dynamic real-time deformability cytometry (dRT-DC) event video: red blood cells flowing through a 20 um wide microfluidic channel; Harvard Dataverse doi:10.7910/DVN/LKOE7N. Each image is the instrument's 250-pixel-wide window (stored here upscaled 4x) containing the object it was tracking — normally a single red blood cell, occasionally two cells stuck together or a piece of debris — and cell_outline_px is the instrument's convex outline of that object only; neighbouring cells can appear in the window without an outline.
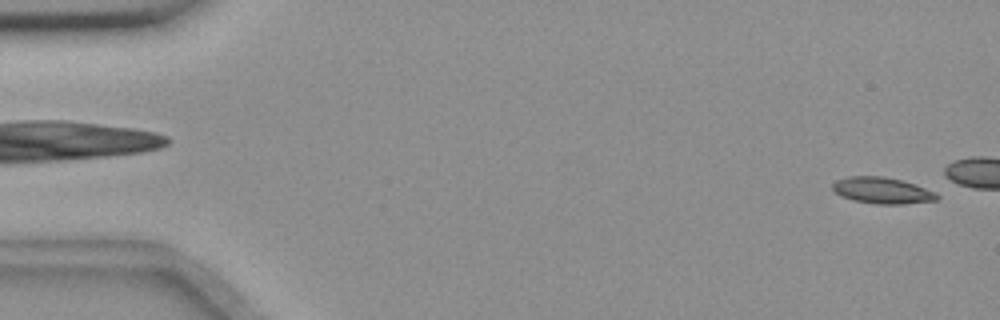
{"species": "common noctule bat (a hibernating species)", "species_latin": "Nyctalus noctula", "temperature_condition": "room temperature", "stored_images_in_passage": 15, "camera_frame_rate_fps": 3000, "um_per_image_px": 0.085, "animal": {"sex": "female", "body_mass_g": 18.4}, "frame": {"image": 1, "passage_image": 3, "time_ms": 0.667, "image_size_px": [1000, 320], "cell_outline_px": [[940, 196], [936, 200], [904, 204], [876, 204], [856, 200], [840, 196], [832, 188], [832, 184], [836, 180], [848, 176], [884, 176], [900, 180], [936, 192]], "centroid_in_image_um": [74.97, 16.19], "position_along_channel_um": 10.0, "area_um2": 15.84}}